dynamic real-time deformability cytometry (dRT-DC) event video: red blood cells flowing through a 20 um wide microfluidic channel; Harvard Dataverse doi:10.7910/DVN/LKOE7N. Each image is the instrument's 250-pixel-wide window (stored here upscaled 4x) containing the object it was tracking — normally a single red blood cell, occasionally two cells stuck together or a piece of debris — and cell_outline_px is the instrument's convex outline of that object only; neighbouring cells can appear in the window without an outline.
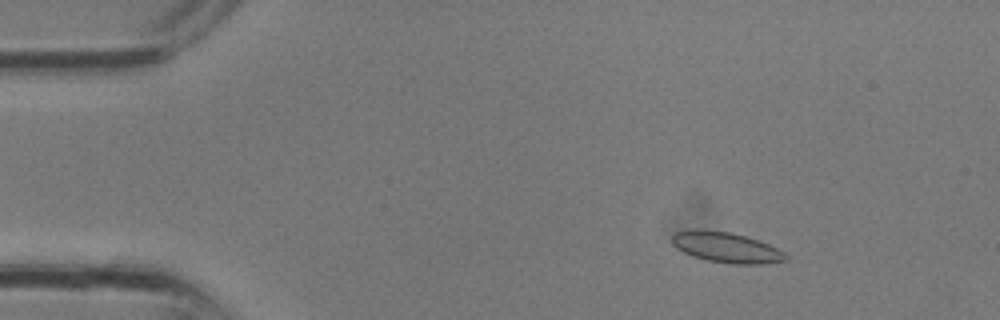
{"species": "common noctule bat (a hibernating species)", "species_latin": "Nyctalus noctula", "temperature_condition": "room temperature", "stored_images_in_passage": 15, "camera_frame_rate_fps": 3000, "um_per_image_px": 0.085, "animal": {"sex": "male", "body_mass_g": 13.3}, "frame": {"image": 1, "passage_image": 2, "time_ms": 0.333, "image_size_px": [1000, 320], "cell_outline_px": [[788, 260], [764, 264], [732, 264], [708, 260], [692, 256], [676, 248], [672, 244], [672, 236], [676, 232], [692, 228], [728, 232], [748, 236], [768, 244], [784, 252], [788, 256]], "centroid_in_image_um": [61.73, 21.03], "position_along_channel_um": 23.3, "area_um2": 20.29}}
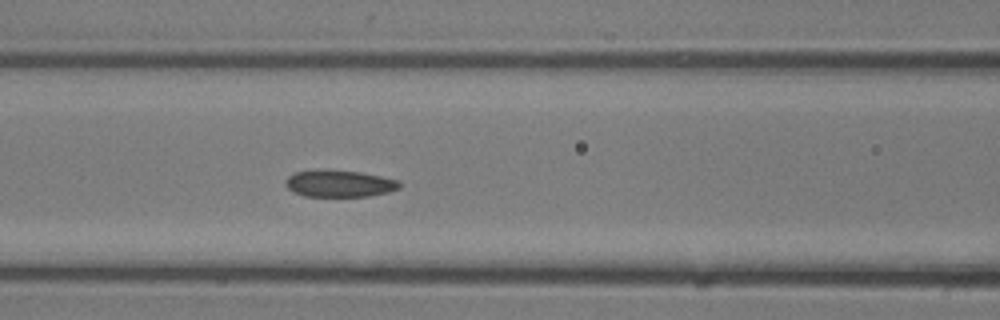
{"frame": {"image": 2, "passage_image": 11, "time_ms": 3.333, "image_size_px": [1000, 320], "cell_outline_px": [[400, 188], [388, 192], [368, 196], [304, 196], [292, 192], [288, 188], [284, 180], [288, 176], [296, 172], [324, 168], [360, 172], [400, 180]], "centroid_in_image_um": [28.82, 15.58], "position_along_channel_um": 137.8, "area_um2": 18.09}}
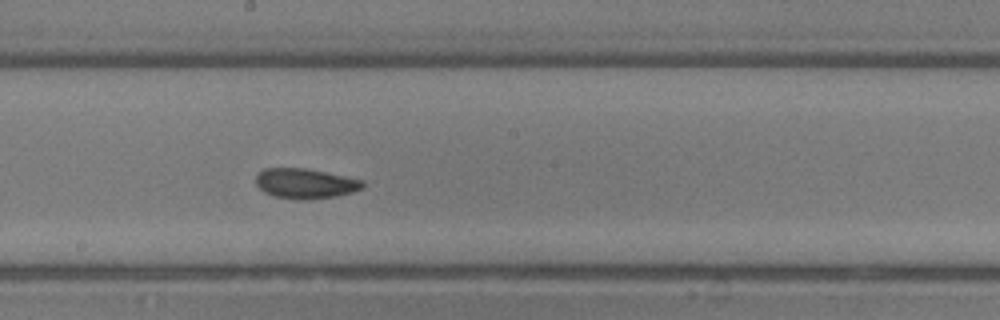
{"frame": {"image": 3, "passage_image": 15, "time_ms": 4.667, "image_size_px": [1000, 320], "cell_outline_px": [[364, 188], [352, 192], [336, 196], [308, 200], [300, 200], [272, 196], [264, 192], [256, 184], [256, 176], [264, 168], [308, 168], [364, 180]], "centroid_in_image_um": [25.97, 15.6], "position_along_channel_um": 222.2, "area_um2": 18.9}}